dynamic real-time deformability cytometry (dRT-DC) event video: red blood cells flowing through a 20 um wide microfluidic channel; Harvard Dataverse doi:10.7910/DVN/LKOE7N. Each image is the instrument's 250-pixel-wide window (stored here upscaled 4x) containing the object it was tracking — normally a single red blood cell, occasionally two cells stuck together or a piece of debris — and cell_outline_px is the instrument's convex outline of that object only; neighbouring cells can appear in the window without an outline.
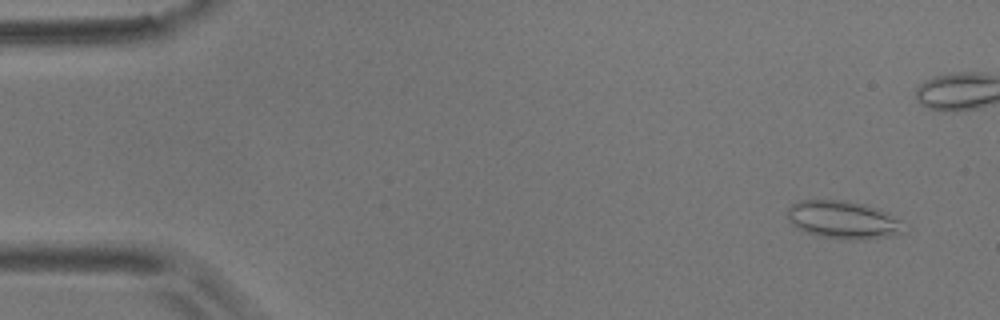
{"species": "common noctule bat (a hibernating species)", "species_latin": "Nyctalus noctula", "temperature_condition": "room temperature", "stored_images_in_passage": 10, "camera_frame_rate_fps": 3000, "um_per_image_px": 0.085, "animal": {"sex": "male", "body_mass_g": 17.9}, "frame": {"image": 1, "passage_image": 1, "time_ms": 0.0, "image_size_px": [1000, 320], "cell_outline_px": [[908, 232], [892, 236], [868, 240], [848, 240], [820, 236], [796, 228], [788, 220], [788, 208], [792, 204], [800, 200], [844, 200], [864, 204], [880, 208], [888, 212], [900, 220]], "centroid_in_image_um": [71.74, 18.7], "position_along_channel_um": 13.3, "area_um2": 26.18}}
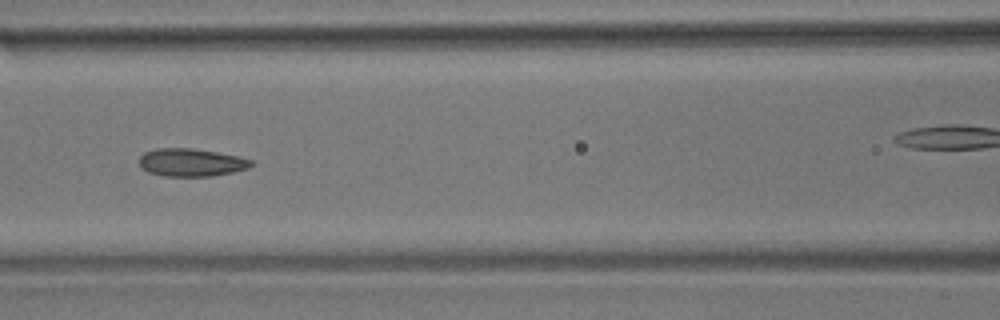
{"frame": {"image": 2, "passage_image": 7, "time_ms": 2.0, "image_size_px": [1000, 320], "cell_outline_px": [[256, 164], [248, 168], [232, 172], [212, 176], [164, 176], [148, 172], [140, 168], [140, 156], [144, 152], [156, 148], [192, 148], [216, 152], [236, 156], [252, 160]], "centroid_in_image_um": [16.24, 13.81], "position_along_channel_um": 150.4, "area_um2": 18.21}}